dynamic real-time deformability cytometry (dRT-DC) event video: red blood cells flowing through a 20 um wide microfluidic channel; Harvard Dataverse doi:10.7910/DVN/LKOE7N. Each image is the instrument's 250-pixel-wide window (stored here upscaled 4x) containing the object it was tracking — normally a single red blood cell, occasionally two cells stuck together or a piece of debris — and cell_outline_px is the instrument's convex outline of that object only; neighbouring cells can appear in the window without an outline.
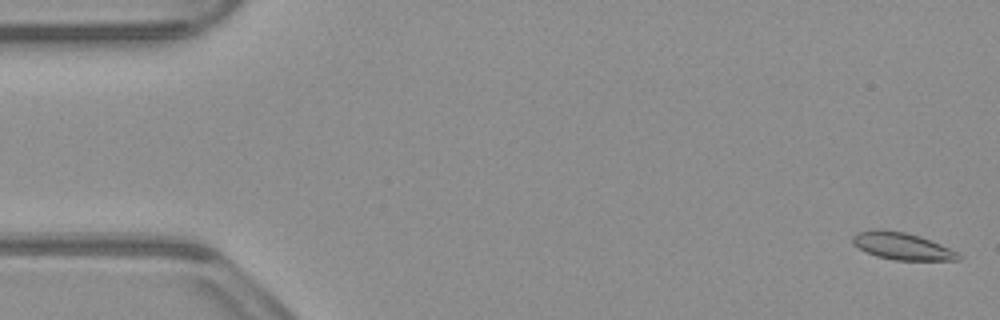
{"species": "common noctule bat (a hibernating species)", "species_latin": "Nyctalus noctula", "temperature_condition": "warm", "stored_images_in_passage": 54, "camera_frame_rate_fps": 3000, "um_per_image_px": 0.085, "animal": {"sex": "male", "body_mass_g": 23.1, "forearm_length_mm": 52.7}, "frame": {"image": 1, "passage_image": 2, "time_ms": 0.333, "image_size_px": [1000, 320], "cell_outline_px": [[960, 260], [892, 260], [876, 256], [852, 244], [852, 236], [856, 232], [904, 232], [920, 236], [940, 244], [956, 252], [960, 256]], "centroid_in_image_um": [76.7, 20.96], "position_along_channel_um": 8.3, "area_um2": 15.95}}
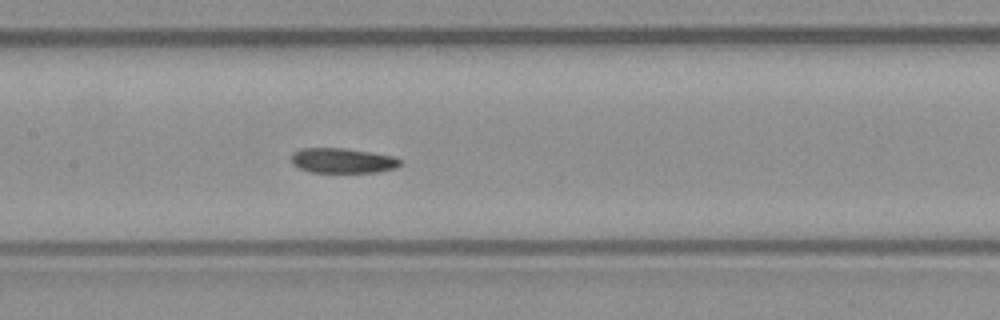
{"frame": {"image": 2, "passage_image": 26, "time_ms": 8.333, "image_size_px": [1000, 320], "cell_outline_px": [[404, 164], [396, 168], [380, 172], [308, 172], [292, 164], [292, 152], [300, 148], [344, 148], [396, 156], [404, 160]], "centroid_in_image_um": [29.19, 13.65], "position_along_channel_um": 178.2, "area_um2": 16.18}}
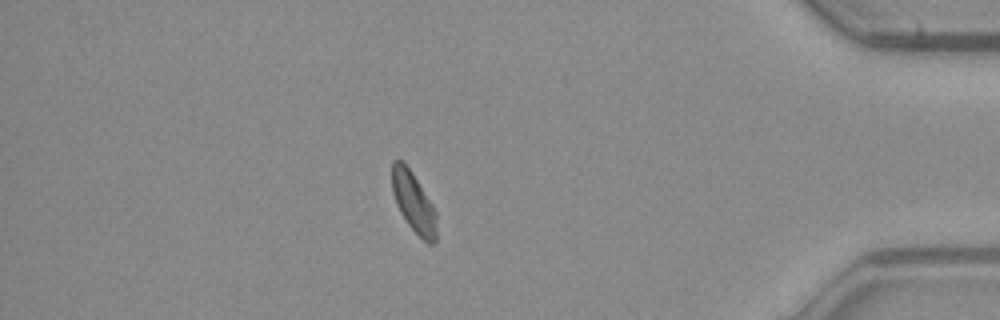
{"frame": {"image": 3, "passage_image": 47, "time_ms": 15.333, "image_size_px": [1000, 320], "cell_outline_px": [[436, 240], [432, 244], [428, 244], [408, 224], [400, 212], [396, 204], [392, 192], [392, 160], [404, 160], [412, 172], [432, 204], [436, 212]], "centroid_in_image_um": [35.14, 17.16], "position_along_channel_um": 400.1, "area_um2": 15.55}, "authors_computed_cell_mechanics": {"area_um2": 16.6464, "velocity_mm_per_s": 3.8245, "shape_relaxation_time_tau1_ms": 10.418, "shape_relaxation_time_tau2_ms": 8.5644, "deformation_change_tau1": 0.2036, "deformation_change_tau2": 0.1478}}